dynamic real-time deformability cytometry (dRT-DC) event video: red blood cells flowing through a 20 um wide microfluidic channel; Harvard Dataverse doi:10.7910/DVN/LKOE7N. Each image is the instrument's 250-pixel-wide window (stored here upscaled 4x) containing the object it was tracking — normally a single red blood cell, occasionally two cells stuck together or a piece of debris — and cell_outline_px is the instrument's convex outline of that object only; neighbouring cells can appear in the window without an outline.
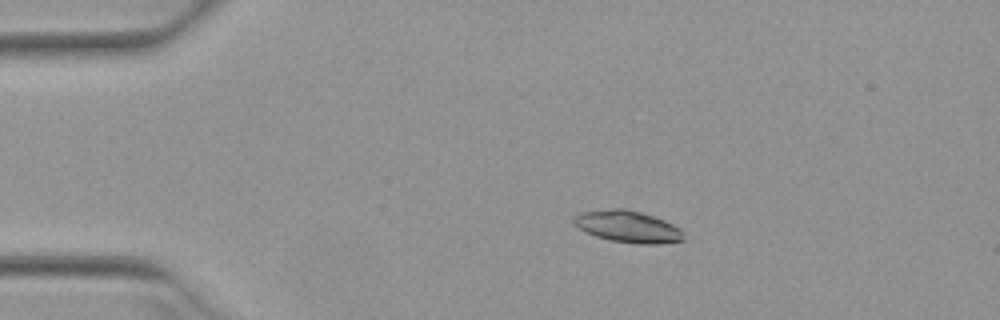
{"species": "Egyptian fruit bat (a non-hibernating species)", "species_latin": "Rousettus aegyptiacus", "temperature_condition": "warm", "stored_images_in_passage": 53, "camera_frame_rate_fps": 3000, "um_per_image_px": 0.085, "animal": {"sex": "female"}, "frame": {"image": 1, "passage_image": 11, "time_ms": 3.333, "image_size_px": [1000, 320], "cell_outline_px": [[684, 240], [656, 244], [640, 244], [612, 240], [596, 236], [580, 228], [572, 220], [580, 212], [612, 208], [624, 208], [640, 212], [664, 220], [680, 228]], "centroid_in_image_um": [53.38, 19.25], "position_along_channel_um": 31.6, "area_um2": 19.94}}
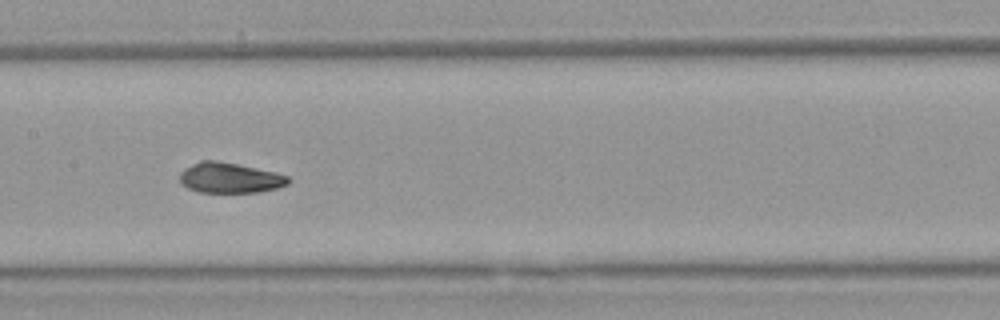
{"frame": {"image": 2, "passage_image": 27, "time_ms": 8.667, "image_size_px": [1000, 320], "cell_outline_px": [[292, 180], [288, 184], [276, 188], [260, 192], [196, 192], [180, 184], [180, 172], [184, 168], [200, 160], [216, 160], [276, 172], [288, 176]], "centroid_in_image_um": [19.52, 15.12], "position_along_channel_um": 187.9, "area_um2": 19.31}}
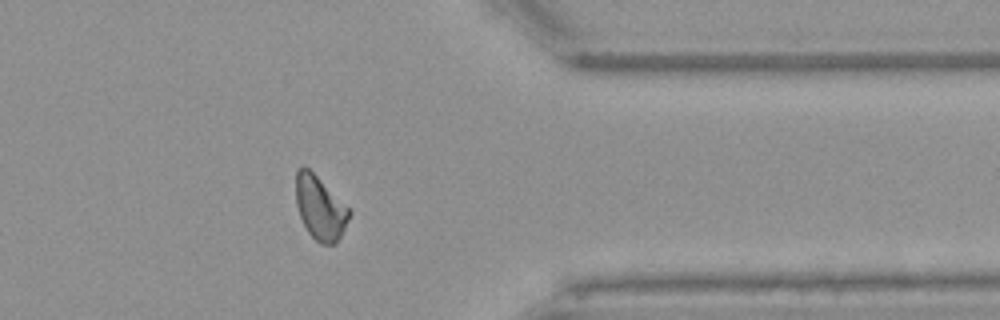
{"frame": {"image": 3, "passage_image": 43, "time_ms": 14.0, "image_size_px": [1000, 320], "cell_outline_px": [[352, 212], [336, 244], [320, 244], [308, 232], [300, 216], [296, 204], [296, 172], [304, 164]], "centroid_in_image_um": [27.19, 17.69], "position_along_channel_um": 384.2, "area_um2": 19.31}, "authors_computed_cell_mechanics": {"area_um2": 19.941, "velocity_mm_per_s": 3.9298, "shape_relaxation_time_tau1_ms": 4.1279, "shape_relaxation_time_tau2_ms": 2.5735, "deformation_change_tau1": 0.1312, "deformation_change_tau2": 0.1006}}